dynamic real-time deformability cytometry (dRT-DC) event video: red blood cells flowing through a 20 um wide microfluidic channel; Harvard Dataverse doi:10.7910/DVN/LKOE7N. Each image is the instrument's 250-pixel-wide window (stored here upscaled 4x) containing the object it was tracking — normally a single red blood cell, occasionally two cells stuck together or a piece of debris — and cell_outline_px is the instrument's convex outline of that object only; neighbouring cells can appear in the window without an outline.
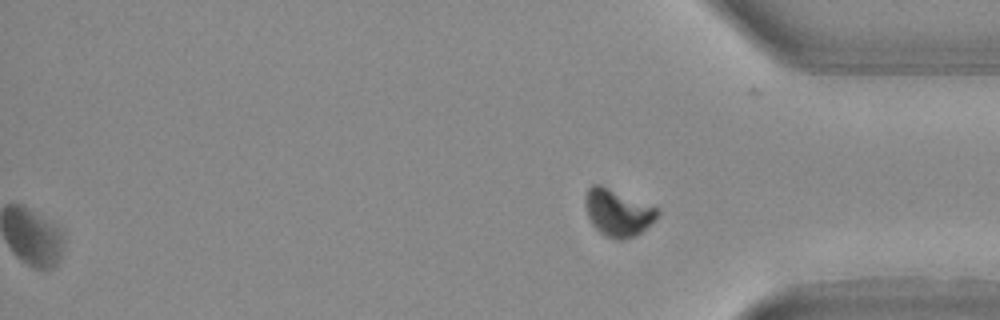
{"species": "Egyptian fruit bat (a non-hibernating species)", "species_latin": "Rousettus aegyptiacus", "temperature_condition": "warm", "stored_images_in_passage": 32, "segment_of_instrument_passage": [2, 2], "camera_frame_rate_fps": 3000, "um_per_image_px": 0.085, "animal": {"sex": "female"}, "frame": {"image": 1, "passage_image": 32, "time_ms": 10.333, "image_size_px": [1000, 320], "cell_outline_px": [[660, 212], [636, 236], [624, 240], [616, 240], [604, 236], [592, 224], [588, 216], [584, 204], [584, 196], [588, 188], [592, 184], [600, 184], [656, 208]], "centroid_in_image_um": [52.44, 18.08], "position_along_channel_um": 382.8, "area_um2": 19.42}}